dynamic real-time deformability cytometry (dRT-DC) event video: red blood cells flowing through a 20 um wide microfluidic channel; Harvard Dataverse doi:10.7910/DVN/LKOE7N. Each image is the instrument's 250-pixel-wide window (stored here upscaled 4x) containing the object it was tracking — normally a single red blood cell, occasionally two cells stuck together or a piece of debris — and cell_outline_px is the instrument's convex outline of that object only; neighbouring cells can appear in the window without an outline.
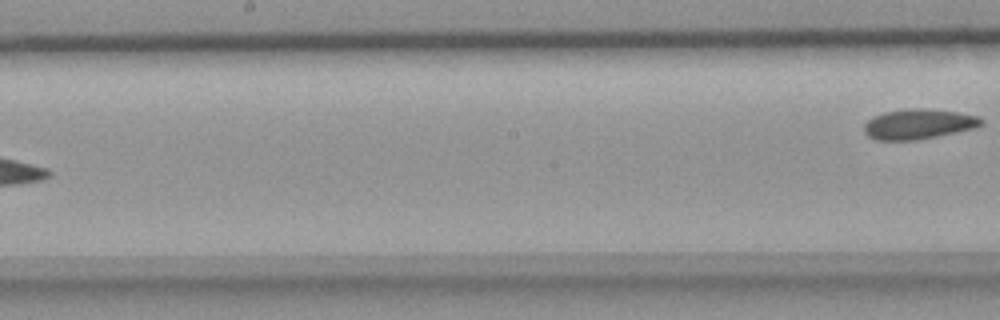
{"species": "common noctule bat (a hibernating species)", "species_latin": "Nyctalus noctula", "temperature_condition": "room temperature", "stored_images_in_passage": 6, "camera_frame_rate_fps": 3000, "um_per_image_px": 0.085, "animal": {"sex": "female", "body_mass_g": 18.4}, "frame": {"image": 1, "passage_image": 6, "time_ms": 1.667, "image_size_px": [1000, 320], "cell_outline_px": [[984, 124], [976, 128], [916, 140], [876, 140], [868, 136], [864, 132], [864, 124], [872, 116], [884, 112], [908, 108], [924, 108], [960, 112], [976, 116], [984, 120]], "centroid_in_image_um": [78.07, 10.54], "position_along_channel_um": 170.1, "area_um2": 20.69}}